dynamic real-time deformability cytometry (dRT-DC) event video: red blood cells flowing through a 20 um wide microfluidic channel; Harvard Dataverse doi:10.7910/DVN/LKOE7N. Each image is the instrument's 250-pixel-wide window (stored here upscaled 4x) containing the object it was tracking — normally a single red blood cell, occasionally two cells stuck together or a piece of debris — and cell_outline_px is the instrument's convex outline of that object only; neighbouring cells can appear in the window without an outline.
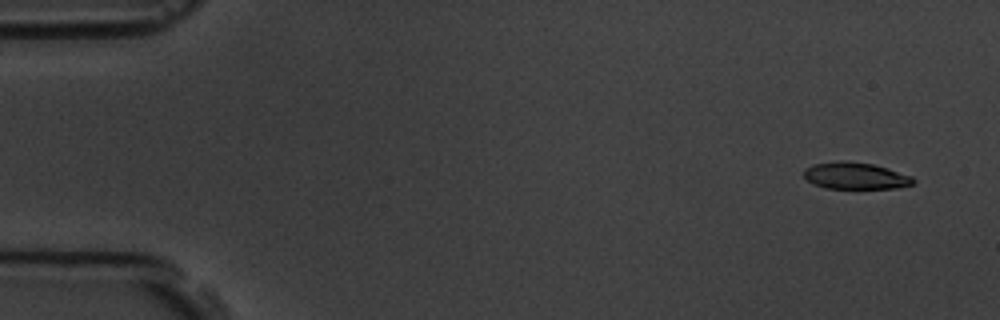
{"species": "common noctule bat (a hibernating species)", "species_latin": "Nyctalus noctula", "temperature_condition": "room temperature", "stored_images_in_passage": 4, "camera_frame_rate_fps": 3000, "um_per_image_px": 0.085, "animal": {"sex": "male", "body_mass_g": 19.5, "forearm_length_mm": 54.6}, "frame": {"image": 1, "passage_image": 1, "time_ms": 0.0, "image_size_px": [1000, 320], "cell_outline_px": [[916, 180], [912, 184], [896, 188], [824, 188], [808, 180], [804, 176], [804, 168], [812, 164], [840, 160], [844, 160], [872, 164], [888, 168], [912, 176]], "centroid_in_image_um": [72.71, 14.93], "position_along_channel_um": 12.3, "area_um2": 17.05}}
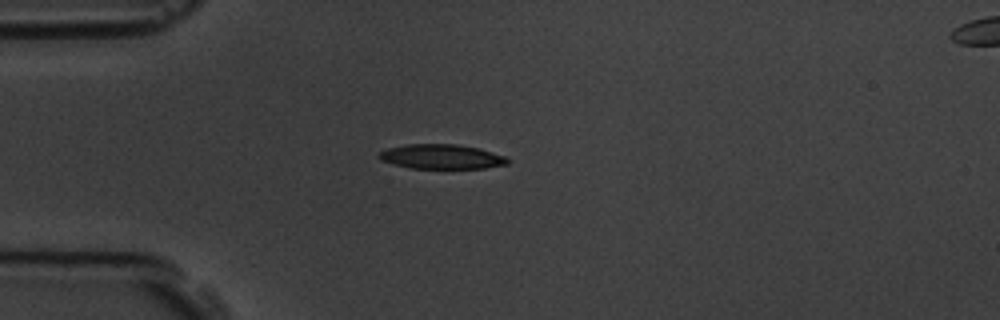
{"frame": {"image": 2, "passage_image": 4, "time_ms": 4.0, "image_size_px": [1000, 320], "cell_outline_px": [[508, 164], [484, 168], [412, 168], [380, 160], [376, 156], [380, 152], [388, 148], [408, 144], [456, 144], [480, 148], [504, 156], [508, 160]], "centroid_in_image_um": [37.52, 13.31], "position_along_channel_um": 47.5, "area_um2": 18.26}}